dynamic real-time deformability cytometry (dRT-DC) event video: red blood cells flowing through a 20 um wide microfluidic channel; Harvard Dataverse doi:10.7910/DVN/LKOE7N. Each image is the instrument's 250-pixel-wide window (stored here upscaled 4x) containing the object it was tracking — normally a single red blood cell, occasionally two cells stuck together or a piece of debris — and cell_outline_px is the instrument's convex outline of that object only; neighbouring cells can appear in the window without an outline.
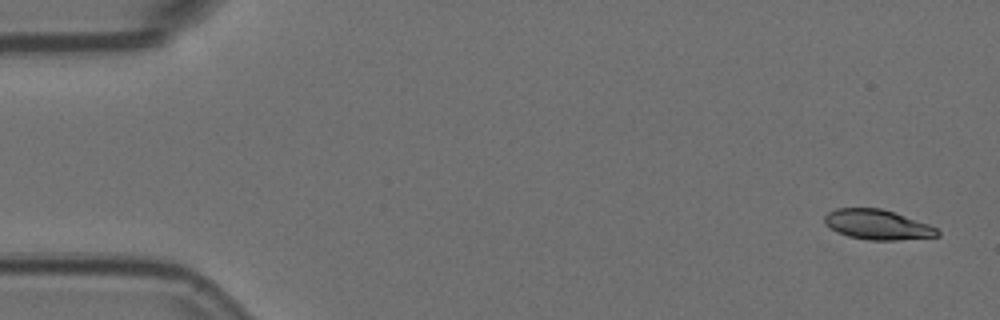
{"species": "Egyptian fruit bat (a non-hibernating species)", "species_latin": "Rousettus aegyptiacus", "temperature_condition": "room temperature", "stored_images_in_passage": 5, "camera_frame_rate_fps": 3000, "um_per_image_px": 0.085, "animal": {"sex": "female"}, "frame": {"image": 1, "passage_image": 1, "time_ms": 0.0, "image_size_px": [1000, 320], "cell_outline_px": [[940, 236], [896, 240], [868, 240], [848, 236], [836, 232], [824, 224], [824, 216], [828, 212], [836, 208], [880, 208], [928, 224], [936, 228], [940, 232]], "centroid_in_image_um": [74.54, 19.1], "position_along_channel_um": 10.5, "area_um2": 19.59}}
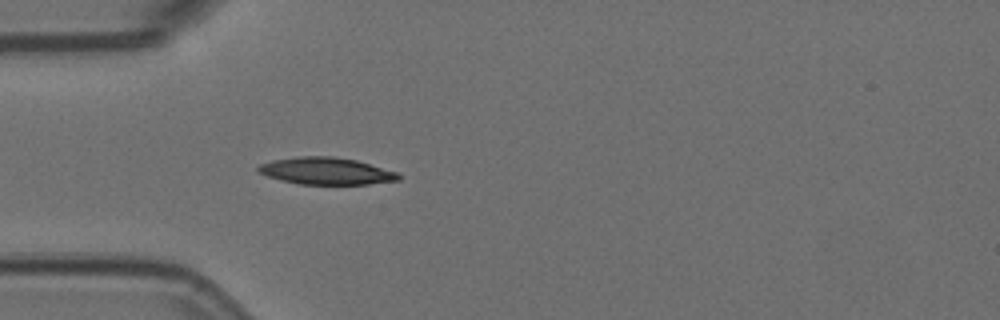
{"frame": {"image": 2, "passage_image": 5, "time_ms": 1.333, "image_size_px": [1000, 320], "cell_outline_px": [[400, 180], [368, 184], [300, 184], [280, 180], [268, 176], [260, 172], [256, 168], [260, 164], [272, 160], [300, 156], [332, 156], [356, 160], [400, 172]], "centroid_in_image_um": [27.76, 14.53], "position_along_channel_um": 57.2, "area_um2": 22.14}}